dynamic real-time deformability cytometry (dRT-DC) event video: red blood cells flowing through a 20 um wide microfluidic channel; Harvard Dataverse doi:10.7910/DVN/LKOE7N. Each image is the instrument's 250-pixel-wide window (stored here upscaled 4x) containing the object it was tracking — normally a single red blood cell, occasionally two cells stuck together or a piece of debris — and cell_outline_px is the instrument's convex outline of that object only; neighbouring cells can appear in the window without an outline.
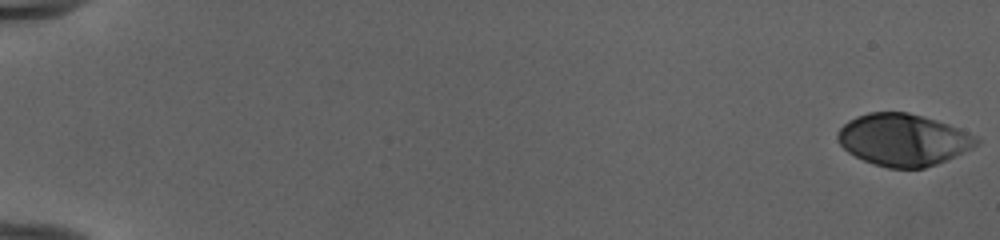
{"species": "human", "species_latin": "Homo sapiens", "temperature_condition": "cold", "stored_images_in_passage": 53, "camera_frame_rate_fps": 3000, "um_per_image_px": 0.085, "donor": {"sex": "female"}, "frame": {"image": 1, "passage_image": 1, "time_ms": 0.0, "image_size_px": [1000, 240], "cell_outline_px": [[980, 144], [972, 148], [936, 164], [924, 168], [888, 168], [864, 160], [848, 152], [840, 144], [836, 136], [836, 132], [848, 120], [856, 116], [868, 112], [908, 112], [936, 120], [948, 124], [968, 132], [976, 136], [980, 140]], "centroid_in_image_um": [76.76, 11.87], "position_along_channel_um": 8.2, "area_um2": 41.91}}
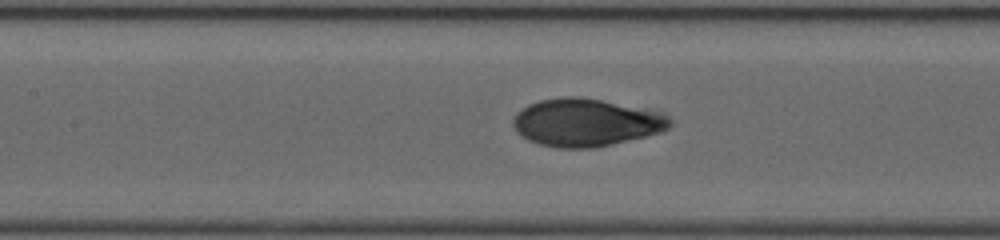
{"frame": {"image": 2, "passage_image": 27, "time_ms": 8.667, "image_size_px": [1000, 240], "cell_outline_px": [[672, 124], [668, 128], [660, 132], [612, 144], [592, 148], [556, 148], [540, 144], [528, 140], [516, 132], [512, 124], [512, 120], [516, 112], [528, 104], [540, 100], [564, 96], [580, 96], [600, 100], [668, 116], [672, 120]], "centroid_in_image_um": [49.7, 10.42], "position_along_channel_um": 157.7, "area_um2": 43.0}}
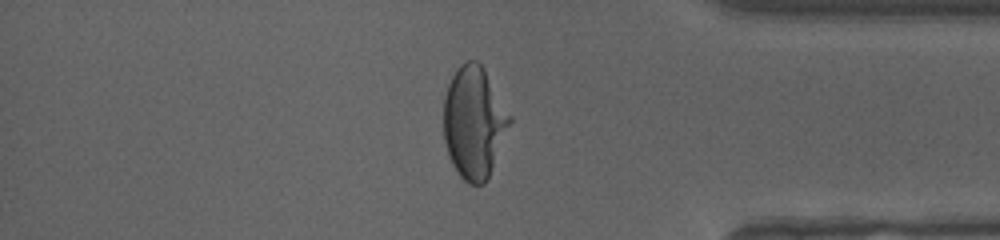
{"frame": {"image": 3, "passage_image": 46, "time_ms": 15.0, "image_size_px": [1000, 240], "cell_outline_px": [[512, 120], [488, 176], [484, 184], [468, 184], [460, 176], [452, 164], [444, 140], [444, 96], [448, 84], [452, 76], [460, 64], [468, 60], [476, 60], [484, 68], [512, 116]], "centroid_in_image_um": [40.29, 10.37], "position_along_channel_um": 394.9, "area_um2": 42.83}, "authors_computed_cell_mechanics": {"area_um2": 41.9628, "velocity_mm_per_s": 3.9867, "shape_relaxation_time_tau1_ms": 4.987, "shape_relaxation_time_tau2_ms": null, "deformation_change_tau1": 0.2352, "deformation_change_tau2": null}}